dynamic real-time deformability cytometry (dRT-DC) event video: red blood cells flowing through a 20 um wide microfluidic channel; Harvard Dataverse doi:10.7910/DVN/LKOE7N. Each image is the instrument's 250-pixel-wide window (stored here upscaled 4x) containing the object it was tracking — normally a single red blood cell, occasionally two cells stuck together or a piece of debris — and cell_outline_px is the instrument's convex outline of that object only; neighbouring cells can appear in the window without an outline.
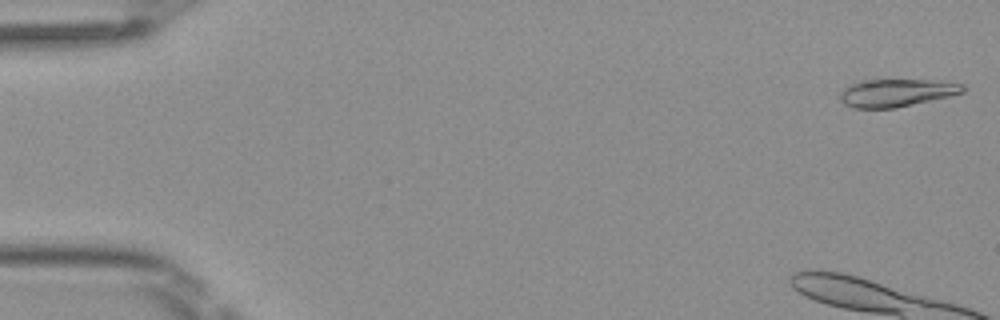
{"species": "Egyptian fruit bat (a non-hibernating species)", "species_latin": "Rousettus aegyptiacus", "temperature_condition": "room temperature", "stored_images_in_passage": 10, "camera_frame_rate_fps": 3000, "um_per_image_px": 0.085, "frame": {"image": 1, "passage_image": 1, "time_ms": 0.0, "image_size_px": [1000, 320], "cell_outline_px": [[968, 88], [964, 92], [948, 96], [896, 108], [852, 108], [844, 104], [840, 100], [840, 92], [844, 88], [860, 80], [944, 80], [964, 84]], "centroid_in_image_um": [76.23, 7.88], "position_along_channel_um": 8.8, "area_um2": 20.0}}